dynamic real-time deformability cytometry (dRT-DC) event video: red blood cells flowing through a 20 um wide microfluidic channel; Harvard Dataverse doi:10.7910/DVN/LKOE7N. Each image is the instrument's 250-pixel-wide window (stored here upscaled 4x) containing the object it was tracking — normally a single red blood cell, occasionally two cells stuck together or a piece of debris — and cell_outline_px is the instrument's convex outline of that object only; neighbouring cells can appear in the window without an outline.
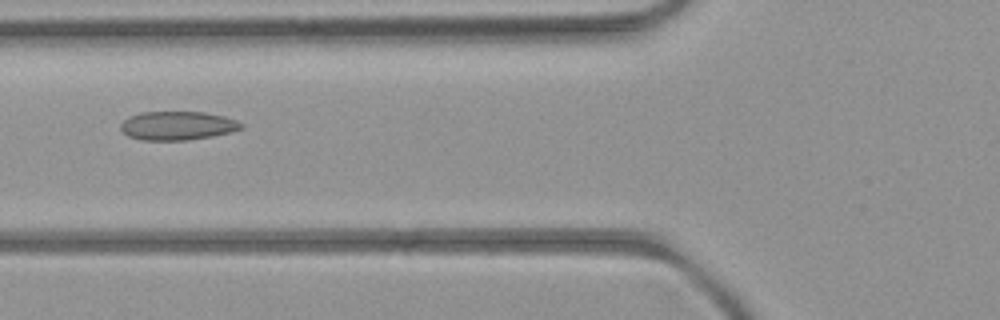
{"species": "common noctule bat (a hibernating species)", "species_latin": "Nyctalus noctula", "temperature_condition": "room temperature", "stored_images_in_passage": 35, "camera_frame_rate_fps": 3000, "um_per_image_px": 0.085, "animal": {"sex": "female", "body_mass_g": 21.9}, "frame": {"image": 1, "passage_image": 4, "time_ms": 1.0, "image_size_px": [1000, 320], "cell_outline_px": [[244, 128], [212, 136], [188, 140], [140, 140], [128, 136], [120, 128], [120, 124], [124, 120], [140, 112], [204, 112], [224, 116], [236, 120], [244, 124]], "centroid_in_image_um": [15.09, 10.68], "position_along_channel_um": 110.7, "area_um2": 20.11}}
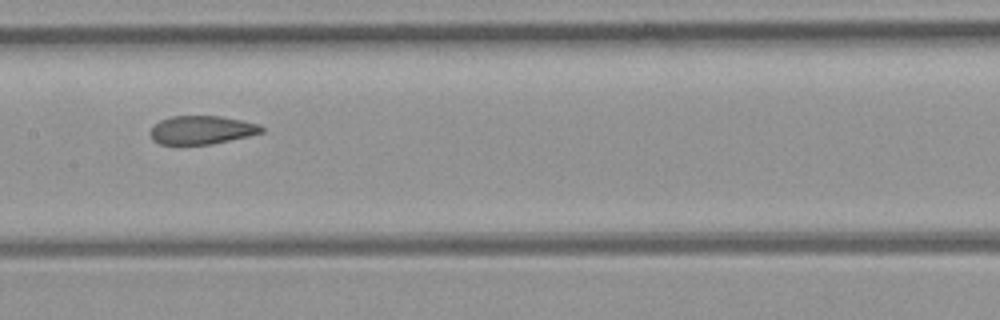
{"frame": {"image": 2, "passage_image": 10, "time_ms": 3.0, "image_size_px": [1000, 320], "cell_outline_px": [[264, 132], [248, 136], [212, 144], [160, 144], [152, 140], [148, 132], [160, 120], [172, 116], [220, 116], [240, 120], [256, 124], [264, 128]], "centroid_in_image_um": [17.11, 11.05], "position_along_channel_um": 190.3, "area_um2": 18.32}}
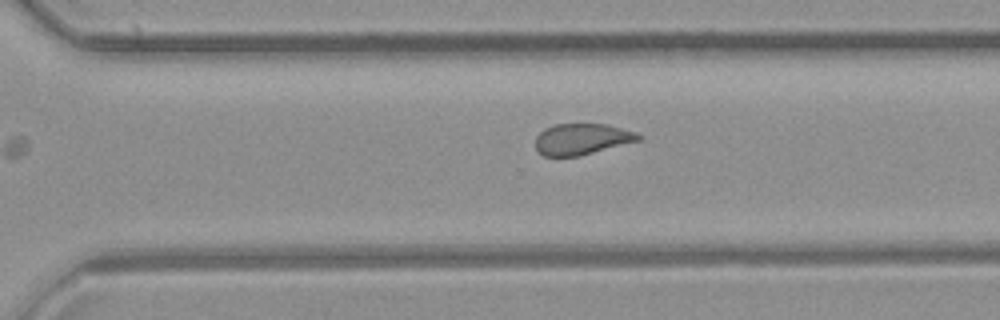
{"frame": {"image": 3, "passage_image": 20, "time_ms": 6.333, "image_size_px": [1000, 320], "cell_outline_px": [[640, 140], [580, 156], [544, 156], [536, 152], [536, 136], [544, 128], [552, 124], [608, 124], [636, 132], [640, 136]], "centroid_in_image_um": [49.42, 11.82], "position_along_channel_um": 321.2, "area_um2": 18.79}}